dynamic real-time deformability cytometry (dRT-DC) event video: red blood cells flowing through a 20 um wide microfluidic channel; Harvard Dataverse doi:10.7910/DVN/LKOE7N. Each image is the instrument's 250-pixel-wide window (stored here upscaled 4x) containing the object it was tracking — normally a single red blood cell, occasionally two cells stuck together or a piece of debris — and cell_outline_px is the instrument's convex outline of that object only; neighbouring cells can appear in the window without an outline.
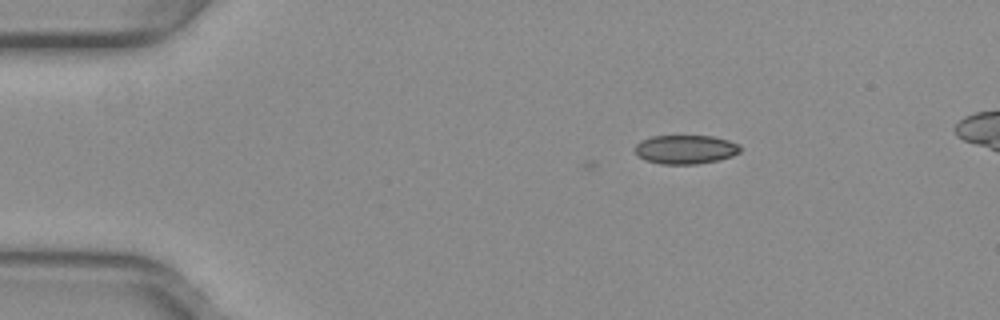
{"species": "common noctule bat (a hibernating species)", "species_latin": "Nyctalus noctula", "temperature_condition": "warm", "stored_images_in_passage": 3, "camera_frame_rate_fps": 3000, "um_per_image_px": 0.085, "animal": {"sex": "female", "body_mass_g": 29.2, "forearm_length_mm": 56.3}, "frame": {"image": 1, "passage_image": 1, "time_ms": 0.0, "image_size_px": [1000, 320], "cell_outline_px": [[740, 152], [732, 156], [716, 160], [696, 164], [660, 164], [644, 160], [636, 156], [636, 144], [640, 140], [652, 136], [712, 136], [728, 140], [740, 144]], "centroid_in_image_um": [58.24, 12.7], "position_along_channel_um": 26.8, "area_um2": 17.8}}